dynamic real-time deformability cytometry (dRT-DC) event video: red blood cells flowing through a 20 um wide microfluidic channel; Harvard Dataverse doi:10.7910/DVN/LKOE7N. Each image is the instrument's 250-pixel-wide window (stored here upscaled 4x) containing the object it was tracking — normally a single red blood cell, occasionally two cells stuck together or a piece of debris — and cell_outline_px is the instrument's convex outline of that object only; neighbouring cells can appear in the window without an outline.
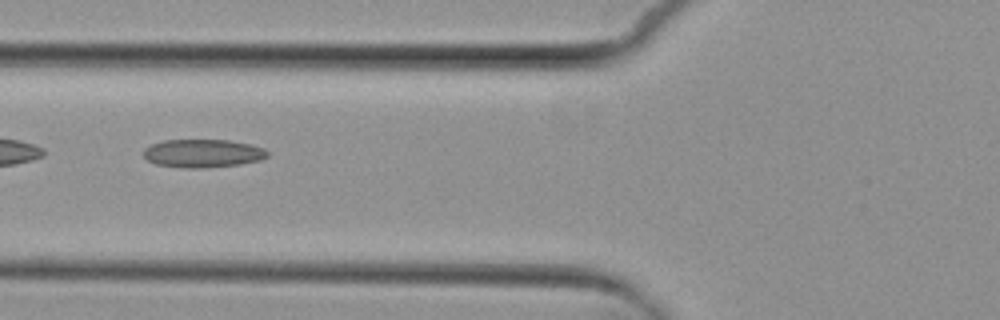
{"species": "common noctule bat (a hibernating species)", "species_latin": "Nyctalus noctula", "temperature_condition": "cold", "stored_images_in_passage": 8, "segment_of_instrument_passage": [2, 2], "camera_frame_rate_fps": 3000, "um_per_image_px": 0.085, "animal": {"sex": "female", "body_mass_g": 29.2, "forearm_length_mm": 56.3}, "frame": {"image": 1, "passage_image": 5, "time_ms": 5.0, "image_size_px": [1000, 320], "cell_outline_px": [[268, 156], [260, 160], [240, 164], [204, 168], [184, 168], [156, 164], [148, 160], [144, 156], [144, 148], [152, 144], [164, 140], [228, 140], [248, 144], [264, 148], [268, 152]], "centroid_in_image_um": [17.24, 13.04], "position_along_channel_um": 108.6, "area_um2": 20.29}}
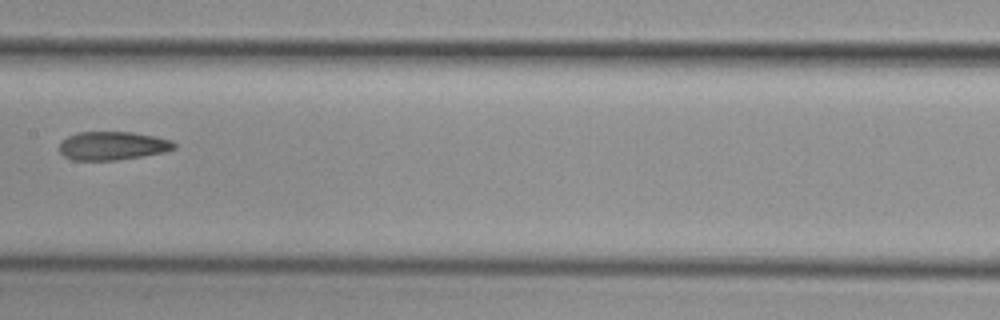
{"frame": {"image": 2, "passage_image": 7, "time_ms": 7.333, "image_size_px": [1000, 320], "cell_outline_px": [[176, 148], [164, 152], [144, 156], [116, 160], [72, 160], [64, 156], [60, 152], [60, 140], [76, 132], [132, 132], [172, 140], [176, 144]], "centroid_in_image_um": [9.55, 12.39], "position_along_channel_um": 197.8, "area_um2": 19.13}}
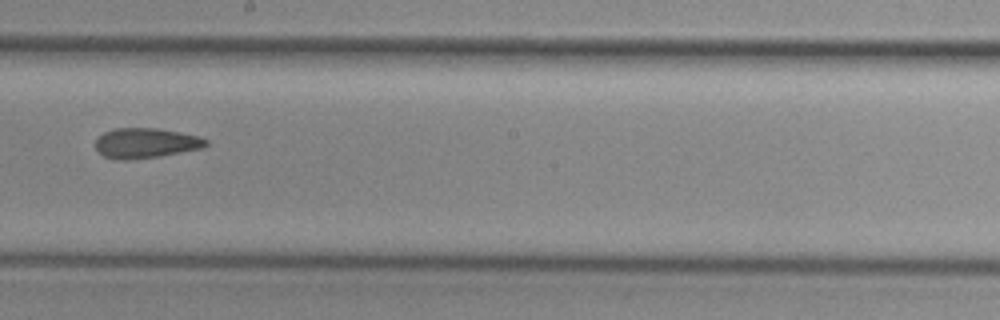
{"frame": {"image": 3, "passage_image": 8, "time_ms": 8.333, "image_size_px": [1000, 320], "cell_outline_px": [[208, 144], [204, 148], [156, 156], [124, 160], [104, 156], [96, 148], [96, 136], [112, 128], [156, 128], [180, 132], [200, 136], [208, 140]], "centroid_in_image_um": [12.39, 12.14], "position_along_channel_um": 235.8, "area_um2": 19.25}}